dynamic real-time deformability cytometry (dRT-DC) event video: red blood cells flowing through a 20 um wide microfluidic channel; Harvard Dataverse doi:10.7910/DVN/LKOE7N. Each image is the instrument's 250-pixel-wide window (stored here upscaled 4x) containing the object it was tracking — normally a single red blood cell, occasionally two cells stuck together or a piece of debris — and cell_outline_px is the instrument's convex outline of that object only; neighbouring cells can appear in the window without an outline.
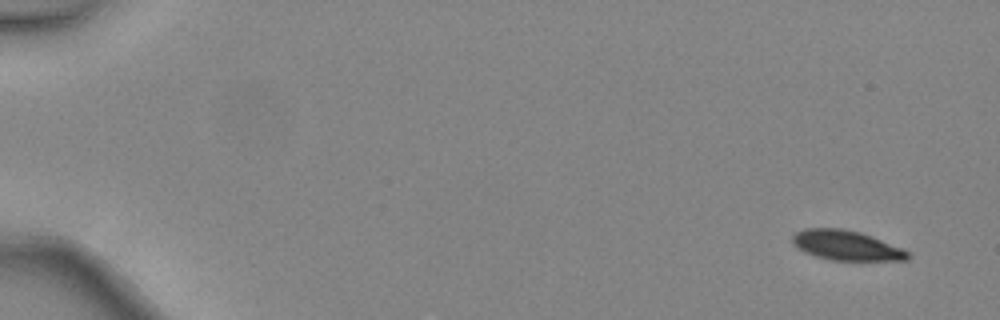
{"species": "common noctule bat (a hibernating species)", "species_latin": "Nyctalus noctula", "temperature_condition": "warm", "stored_images_in_passage": 4, "camera_frame_rate_fps": 3000, "um_per_image_px": 0.085, "animal": {"sex": "female", "body_mass_g": 24.6, "forearm_length_mm": 56.2}, "frame": {"image": 1, "passage_image": 1, "time_ms": 0.0, "image_size_px": [1000, 320], "cell_outline_px": [[908, 260], [832, 260], [816, 256], [804, 252], [796, 248], [792, 244], [792, 236], [796, 232], [804, 228], [844, 228], [860, 232], [872, 236], [900, 248], [908, 252]], "centroid_in_image_um": [71.86, 20.84], "position_along_channel_um": 13.1, "area_um2": 19.94}}
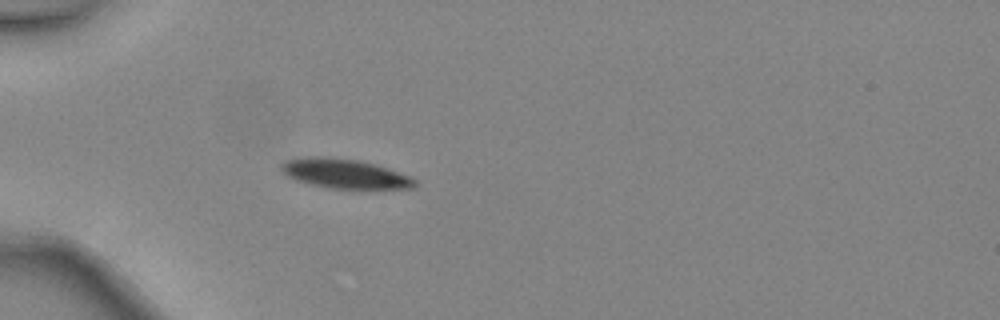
{"frame": {"image": 2, "passage_image": 4, "time_ms": 1.0, "image_size_px": [1000, 320], "cell_outline_px": [[416, 184], [412, 188], [328, 188], [296, 180], [288, 176], [280, 168], [280, 164], [284, 160], [308, 156], [320, 156], [360, 160], [376, 164], [412, 176], [416, 180]], "centroid_in_image_um": [29.3, 14.74], "position_along_channel_um": 55.7, "area_um2": 22.89}}